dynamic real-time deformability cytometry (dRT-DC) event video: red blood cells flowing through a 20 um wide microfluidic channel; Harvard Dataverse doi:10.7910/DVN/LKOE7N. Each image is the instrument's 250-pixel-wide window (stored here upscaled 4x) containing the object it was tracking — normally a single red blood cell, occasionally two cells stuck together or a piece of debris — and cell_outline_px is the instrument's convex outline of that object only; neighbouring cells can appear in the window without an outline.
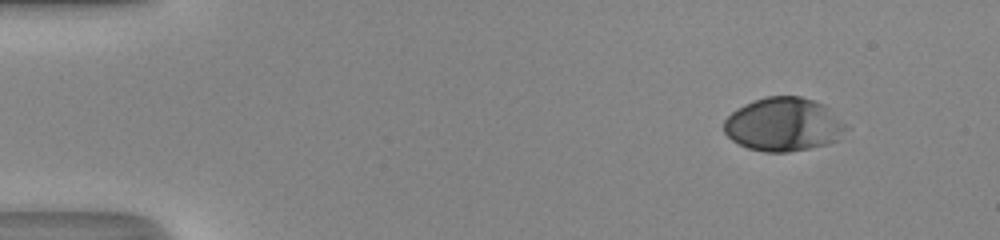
{"species": "human", "species_latin": "Homo sapiens", "temperature_condition": "room temperature", "stored_images_in_passage": 45, "camera_frame_rate_fps": 3000, "um_per_image_px": 0.085, "donor": {"sex": "male"}, "frame": {"image": 1, "passage_image": 1, "time_ms": 0.0, "image_size_px": [1000, 240], "cell_outline_px": [[852, 128], [836, 140], [828, 144], [788, 152], [764, 152], [748, 148], [732, 140], [724, 132], [724, 120], [736, 108], [752, 100], [764, 96], [800, 96], [824, 104]], "centroid_in_image_um": [66.63, 10.57], "position_along_channel_um": 18.4, "area_um2": 38.49}}
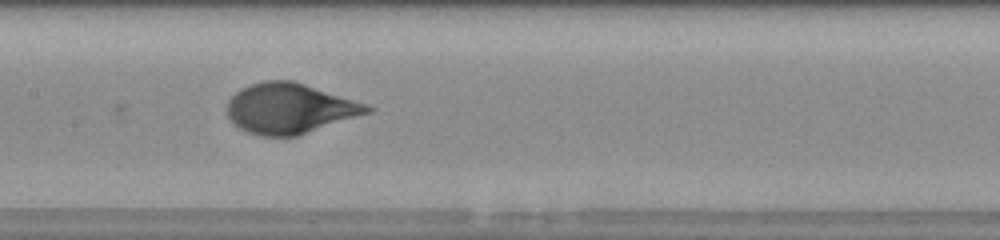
{"frame": {"image": 2, "passage_image": 21, "time_ms": 6.667, "image_size_px": [1000, 240], "cell_outline_px": [[376, 108], [372, 112], [296, 136], [260, 136], [248, 132], [240, 128], [228, 116], [228, 100], [240, 88], [264, 80], [292, 80]], "centroid_in_image_um": [24.61, 9.22], "position_along_channel_um": 182.8, "area_um2": 40.4}}
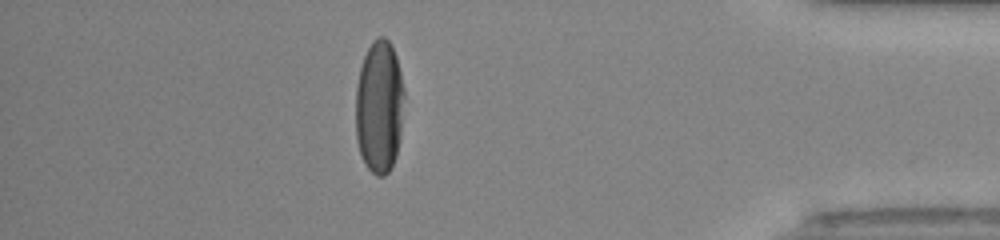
{"frame": {"image": 3, "passage_image": 39, "time_ms": 12.667, "image_size_px": [1000, 240], "cell_outline_px": [[404, 96], [400, 140], [396, 156], [392, 168], [384, 176], [376, 176], [364, 164], [356, 140], [356, 88], [360, 68], [364, 56], [372, 40], [380, 36], [384, 36], [388, 40], [396, 56], [404, 88]], "centroid_in_image_um": [32.24, 9.1], "position_along_channel_um": 403.0, "area_um2": 37.92}, "authors_computed_cell_mechanics": {"area_um2": 39.1306, "velocity_mm_per_s": 4.3175, "shape_relaxation_time_tau1_ms": 3.4608, "shape_relaxation_time_tau2_ms": null, "deformation_change_tau1": 0.2089, "deformation_change_tau2": null}}